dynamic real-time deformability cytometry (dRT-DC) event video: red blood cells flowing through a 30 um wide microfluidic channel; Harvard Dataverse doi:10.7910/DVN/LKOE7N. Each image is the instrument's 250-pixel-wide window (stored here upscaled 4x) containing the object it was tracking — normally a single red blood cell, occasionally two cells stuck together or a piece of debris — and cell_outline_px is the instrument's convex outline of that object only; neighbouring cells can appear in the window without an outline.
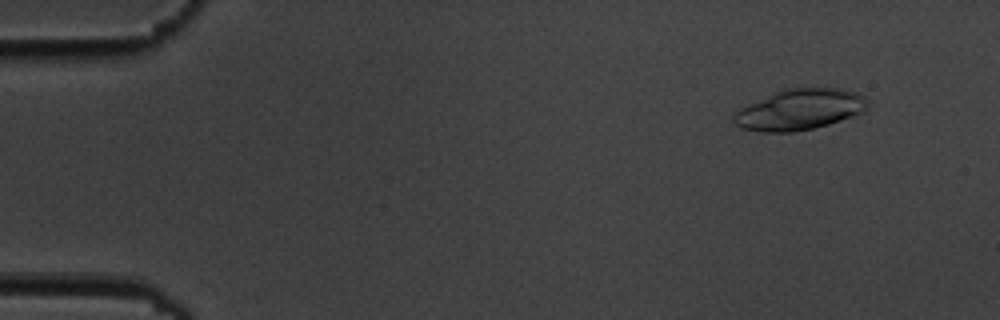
{"species": "common noctule bat (a hibernating species)", "species_latin": "Nyctalus noctula", "temperature_condition": "cold", "stored_images_in_passage": 7, "camera_frame_rate_fps": 3000, "um_per_image_px": 0.085, "animal": {"sex": "male", "body_mass_g": 19.5, "forearm_length_mm": 54.6}, "frame": {"image": 1, "passage_image": 2, "time_ms": 1.333, "image_size_px": [1000, 320], "cell_outline_px": [[868, 108], [864, 112], [816, 128], [792, 132], [764, 132], [740, 128], [732, 120], [732, 116], [740, 108], [748, 104], [784, 88], [840, 88], [856, 92], [864, 96], [868, 100]], "centroid_in_image_um": [67.98, 9.31], "position_along_channel_um": 17.0, "area_um2": 31.91}}
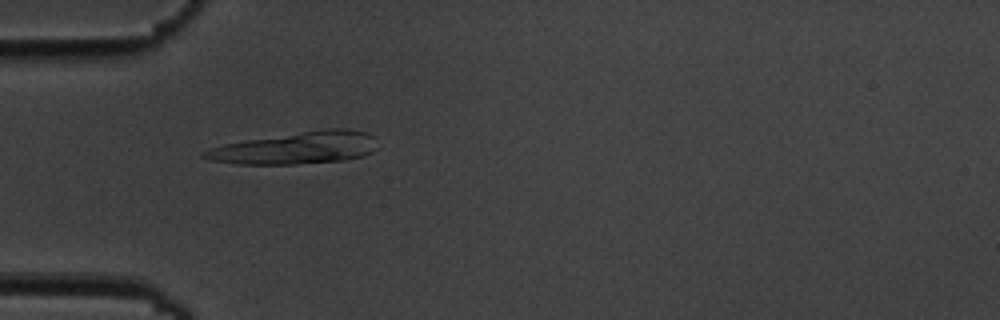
{"frame": {"image": 2, "passage_image": 5, "time_ms": 5.333, "image_size_px": [1000, 320], "cell_outline_px": [[376, 148], [372, 152], [364, 156], [344, 160], [296, 164], [236, 164], [208, 160], [200, 156], [200, 152], [208, 148], [224, 144], [248, 140], [324, 128], [348, 128], [368, 132], [376, 136]], "centroid_in_image_um": [25.19, 12.57], "position_along_channel_um": 59.8, "area_um2": 32.77}}